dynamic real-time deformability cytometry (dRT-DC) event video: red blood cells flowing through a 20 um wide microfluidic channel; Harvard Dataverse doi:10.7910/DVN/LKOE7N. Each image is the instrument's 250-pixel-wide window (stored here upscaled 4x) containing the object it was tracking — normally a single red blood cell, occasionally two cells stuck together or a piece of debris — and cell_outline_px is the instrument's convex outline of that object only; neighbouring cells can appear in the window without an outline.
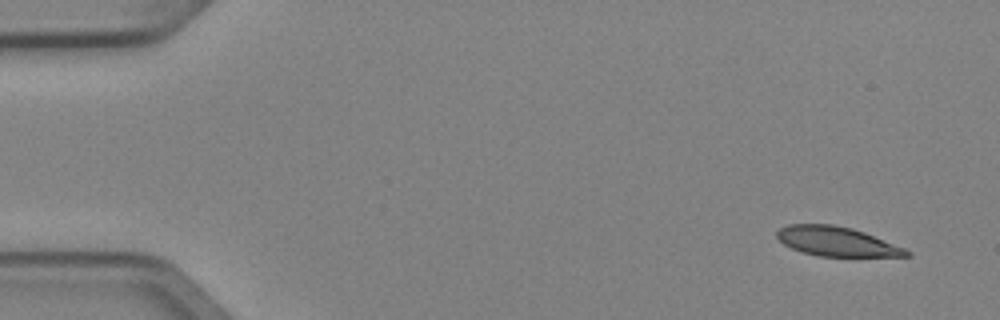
{"species": "Egyptian fruit bat (a non-hibernating species)", "species_latin": "Rousettus aegyptiacus", "temperature_condition": "cold", "stored_images_in_passage": 5, "camera_frame_rate_fps": 3000, "um_per_image_px": 0.085, "animal": {"sex": "female"}, "frame": {"image": 1, "passage_image": 1, "time_ms": 0.0, "image_size_px": [1000, 320], "cell_outline_px": [[912, 256], [820, 256], [804, 252], [792, 248], [784, 244], [776, 236], [776, 232], [780, 228], [788, 224], [832, 224], [852, 228], [864, 232], [904, 248], [912, 252]], "centroid_in_image_um": [71.11, 20.51], "position_along_channel_um": 13.9, "area_um2": 21.96}}